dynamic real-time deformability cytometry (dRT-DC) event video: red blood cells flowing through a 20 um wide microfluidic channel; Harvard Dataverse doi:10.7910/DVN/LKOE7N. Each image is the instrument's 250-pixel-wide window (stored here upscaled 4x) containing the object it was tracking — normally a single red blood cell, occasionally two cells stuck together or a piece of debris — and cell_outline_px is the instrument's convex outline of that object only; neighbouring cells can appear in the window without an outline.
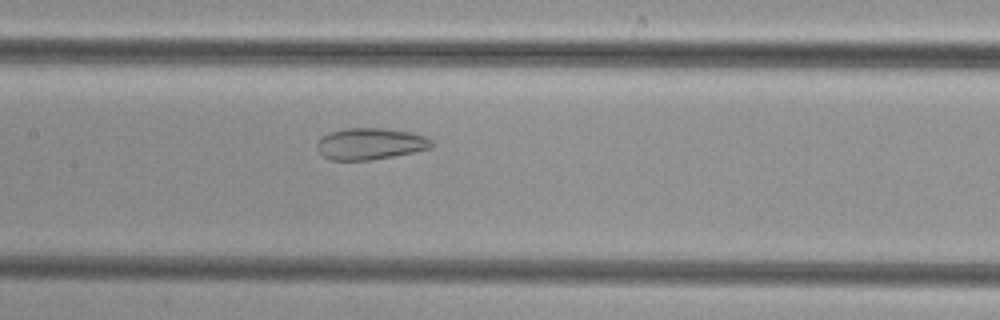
{"species": "common noctule bat (a hibernating species)", "species_latin": "Nyctalus noctula", "temperature_condition": "cold", "stored_images_in_passage": 26, "camera_frame_rate_fps": 3000, "um_per_image_px": 0.085, "animal": {"sex": "female", "body_mass_g": 29.2, "forearm_length_mm": 56.3}, "frame": {"image": 1, "passage_image": 11, "time_ms": 3.333, "image_size_px": [1000, 320], "cell_outline_px": [[432, 148], [372, 160], [332, 160], [324, 156], [316, 148], [316, 144], [328, 132], [344, 128], [384, 128], [412, 132], [424, 136], [432, 140]], "centroid_in_image_um": [31.47, 12.21], "position_along_channel_um": 175.9, "area_um2": 21.04}}
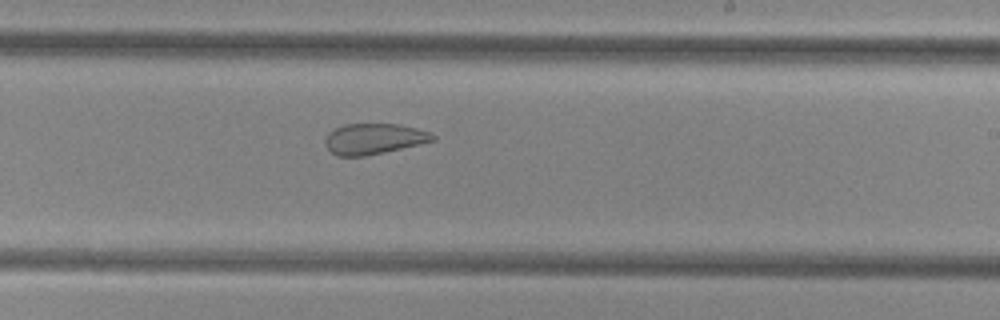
{"frame": {"image": 2, "passage_image": 17, "time_ms": 5.333, "image_size_px": [1000, 320], "cell_outline_px": [[436, 140], [420, 144], [368, 156], [336, 156], [324, 144], [324, 140], [328, 132], [344, 124], [396, 124], [416, 128], [432, 132], [436, 136]], "centroid_in_image_um": [31.79, 11.8], "position_along_channel_um": 257.2, "area_um2": 19.42}}
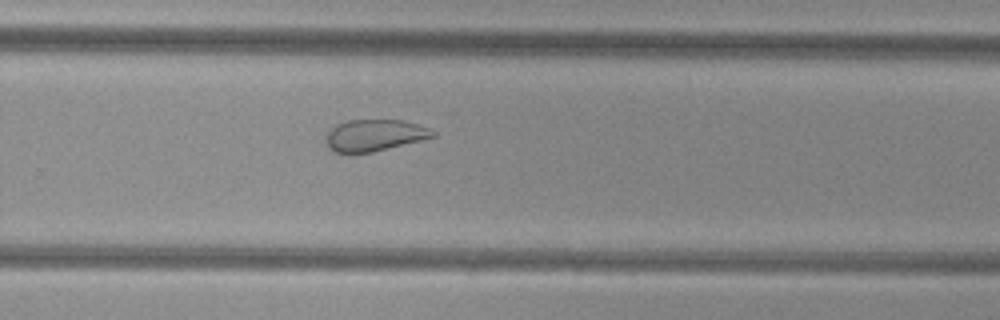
{"frame": {"image": 3, "passage_image": 20, "time_ms": 6.333, "image_size_px": [1000, 320], "cell_outline_px": [[436, 136], [372, 152], [332, 152], [328, 148], [328, 132], [336, 124], [348, 120], [400, 120], [416, 124], [428, 128], [436, 132]], "centroid_in_image_um": [31.83, 11.49], "position_along_channel_um": 298.0, "area_um2": 19.25}}